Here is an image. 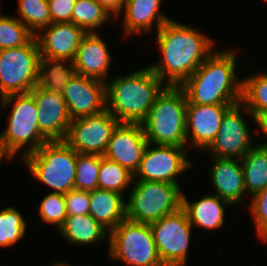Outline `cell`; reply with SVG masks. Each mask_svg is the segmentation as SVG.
I'll list each match as a JSON object with an SVG mask.
<instances>
[{"instance_id":"7c38bea8","label":"cell","mask_w":267,"mask_h":266,"mask_svg":"<svg viewBox=\"0 0 267 266\" xmlns=\"http://www.w3.org/2000/svg\"><path fill=\"white\" fill-rule=\"evenodd\" d=\"M245 113L255 121V117L241 101L226 111L215 140L206 149L210 157L241 159L254 147L252 132L242 116Z\"/></svg>"},{"instance_id":"1f68e13d","label":"cell","mask_w":267,"mask_h":266,"mask_svg":"<svg viewBox=\"0 0 267 266\" xmlns=\"http://www.w3.org/2000/svg\"><path fill=\"white\" fill-rule=\"evenodd\" d=\"M34 35L15 16L0 13V50L26 45Z\"/></svg>"},{"instance_id":"3957f363","label":"cell","mask_w":267,"mask_h":266,"mask_svg":"<svg viewBox=\"0 0 267 266\" xmlns=\"http://www.w3.org/2000/svg\"><path fill=\"white\" fill-rule=\"evenodd\" d=\"M165 86L150 67L116 76L106 81V109L120 123L142 124Z\"/></svg>"},{"instance_id":"ac0fdd59","label":"cell","mask_w":267,"mask_h":266,"mask_svg":"<svg viewBox=\"0 0 267 266\" xmlns=\"http://www.w3.org/2000/svg\"><path fill=\"white\" fill-rule=\"evenodd\" d=\"M35 35L40 57L74 61L86 32L72 22L51 23Z\"/></svg>"},{"instance_id":"44dd1931","label":"cell","mask_w":267,"mask_h":266,"mask_svg":"<svg viewBox=\"0 0 267 266\" xmlns=\"http://www.w3.org/2000/svg\"><path fill=\"white\" fill-rule=\"evenodd\" d=\"M162 0H125L123 26L126 36L135 34H146L152 29L153 22L156 23L157 31L170 20L160 10Z\"/></svg>"},{"instance_id":"f35d334b","label":"cell","mask_w":267,"mask_h":266,"mask_svg":"<svg viewBox=\"0 0 267 266\" xmlns=\"http://www.w3.org/2000/svg\"><path fill=\"white\" fill-rule=\"evenodd\" d=\"M255 123L260 128L262 134L267 137V111L260 112L255 117Z\"/></svg>"},{"instance_id":"277c9868","label":"cell","mask_w":267,"mask_h":266,"mask_svg":"<svg viewBox=\"0 0 267 266\" xmlns=\"http://www.w3.org/2000/svg\"><path fill=\"white\" fill-rule=\"evenodd\" d=\"M186 109L187 99L183 89L166 85L142 123L147 141L151 145L186 147Z\"/></svg>"},{"instance_id":"ffe728a7","label":"cell","mask_w":267,"mask_h":266,"mask_svg":"<svg viewBox=\"0 0 267 266\" xmlns=\"http://www.w3.org/2000/svg\"><path fill=\"white\" fill-rule=\"evenodd\" d=\"M213 166L210 168L211 183L215 194L236 205L246 193L244 173L240 159L210 157ZM240 161V164L239 162Z\"/></svg>"},{"instance_id":"e575fe53","label":"cell","mask_w":267,"mask_h":266,"mask_svg":"<svg viewBox=\"0 0 267 266\" xmlns=\"http://www.w3.org/2000/svg\"><path fill=\"white\" fill-rule=\"evenodd\" d=\"M249 209L258 236L267 241V188L251 197Z\"/></svg>"},{"instance_id":"836d02e7","label":"cell","mask_w":267,"mask_h":266,"mask_svg":"<svg viewBox=\"0 0 267 266\" xmlns=\"http://www.w3.org/2000/svg\"><path fill=\"white\" fill-rule=\"evenodd\" d=\"M38 211L41 219L45 223L54 224L57 230H59L67 217L64 194L52 193L50 191V193L42 199Z\"/></svg>"},{"instance_id":"d6986e66","label":"cell","mask_w":267,"mask_h":266,"mask_svg":"<svg viewBox=\"0 0 267 266\" xmlns=\"http://www.w3.org/2000/svg\"><path fill=\"white\" fill-rule=\"evenodd\" d=\"M108 48L98 32L86 33L73 61L75 72L106 83L112 61Z\"/></svg>"},{"instance_id":"cb8c5ba5","label":"cell","mask_w":267,"mask_h":266,"mask_svg":"<svg viewBox=\"0 0 267 266\" xmlns=\"http://www.w3.org/2000/svg\"><path fill=\"white\" fill-rule=\"evenodd\" d=\"M58 232L66 241L78 245L99 243L109 237V232L90 214L67 215Z\"/></svg>"},{"instance_id":"4dcf8cb0","label":"cell","mask_w":267,"mask_h":266,"mask_svg":"<svg viewBox=\"0 0 267 266\" xmlns=\"http://www.w3.org/2000/svg\"><path fill=\"white\" fill-rule=\"evenodd\" d=\"M26 221L14 207L0 211V247L16 244L26 234Z\"/></svg>"},{"instance_id":"ab89813d","label":"cell","mask_w":267,"mask_h":266,"mask_svg":"<svg viewBox=\"0 0 267 266\" xmlns=\"http://www.w3.org/2000/svg\"><path fill=\"white\" fill-rule=\"evenodd\" d=\"M6 158L11 159V157L4 151L3 146L0 144V163L2 162L1 160Z\"/></svg>"},{"instance_id":"8992f818","label":"cell","mask_w":267,"mask_h":266,"mask_svg":"<svg viewBox=\"0 0 267 266\" xmlns=\"http://www.w3.org/2000/svg\"><path fill=\"white\" fill-rule=\"evenodd\" d=\"M1 102L3 108L13 104L7 128L0 133V144L11 158L28 144L31 145L21 154L23 157L48 142L39 130L38 107L30 93L12 94L2 98Z\"/></svg>"},{"instance_id":"5b68a950","label":"cell","mask_w":267,"mask_h":266,"mask_svg":"<svg viewBox=\"0 0 267 266\" xmlns=\"http://www.w3.org/2000/svg\"><path fill=\"white\" fill-rule=\"evenodd\" d=\"M77 155L65 141H48L22 158L36 180L66 194L75 189Z\"/></svg>"},{"instance_id":"83f0119b","label":"cell","mask_w":267,"mask_h":266,"mask_svg":"<svg viewBox=\"0 0 267 266\" xmlns=\"http://www.w3.org/2000/svg\"><path fill=\"white\" fill-rule=\"evenodd\" d=\"M241 102L254 117L267 111V73L242 78Z\"/></svg>"},{"instance_id":"6da1fadb","label":"cell","mask_w":267,"mask_h":266,"mask_svg":"<svg viewBox=\"0 0 267 266\" xmlns=\"http://www.w3.org/2000/svg\"><path fill=\"white\" fill-rule=\"evenodd\" d=\"M197 30L170 19L156 31L162 59L149 67L166 85L180 86L213 52L214 40Z\"/></svg>"},{"instance_id":"e0dca14e","label":"cell","mask_w":267,"mask_h":266,"mask_svg":"<svg viewBox=\"0 0 267 266\" xmlns=\"http://www.w3.org/2000/svg\"><path fill=\"white\" fill-rule=\"evenodd\" d=\"M234 104H187L186 137L191 145L205 150L215 140L226 111ZM190 134V135H189ZM191 138H190V137ZM189 140V141H188Z\"/></svg>"},{"instance_id":"52a82bcc","label":"cell","mask_w":267,"mask_h":266,"mask_svg":"<svg viewBox=\"0 0 267 266\" xmlns=\"http://www.w3.org/2000/svg\"><path fill=\"white\" fill-rule=\"evenodd\" d=\"M126 202V219L151 224L182 207L180 185L167 182L134 181Z\"/></svg>"},{"instance_id":"d6a6232c","label":"cell","mask_w":267,"mask_h":266,"mask_svg":"<svg viewBox=\"0 0 267 266\" xmlns=\"http://www.w3.org/2000/svg\"><path fill=\"white\" fill-rule=\"evenodd\" d=\"M100 155H77L75 189L92 191L98 188Z\"/></svg>"},{"instance_id":"2e32d148","label":"cell","mask_w":267,"mask_h":266,"mask_svg":"<svg viewBox=\"0 0 267 266\" xmlns=\"http://www.w3.org/2000/svg\"><path fill=\"white\" fill-rule=\"evenodd\" d=\"M38 107L39 130L48 141H64L71 122L61 93L36 85L29 92Z\"/></svg>"},{"instance_id":"74e56055","label":"cell","mask_w":267,"mask_h":266,"mask_svg":"<svg viewBox=\"0 0 267 266\" xmlns=\"http://www.w3.org/2000/svg\"><path fill=\"white\" fill-rule=\"evenodd\" d=\"M110 16L116 17L121 15L125 0H96Z\"/></svg>"},{"instance_id":"f546056e","label":"cell","mask_w":267,"mask_h":266,"mask_svg":"<svg viewBox=\"0 0 267 266\" xmlns=\"http://www.w3.org/2000/svg\"><path fill=\"white\" fill-rule=\"evenodd\" d=\"M133 174L117 162L100 155L98 188L124 194V190L133 184Z\"/></svg>"},{"instance_id":"ba28073f","label":"cell","mask_w":267,"mask_h":266,"mask_svg":"<svg viewBox=\"0 0 267 266\" xmlns=\"http://www.w3.org/2000/svg\"><path fill=\"white\" fill-rule=\"evenodd\" d=\"M109 256L129 266H164L149 224L123 220L110 233Z\"/></svg>"},{"instance_id":"7a4b0ae2","label":"cell","mask_w":267,"mask_h":266,"mask_svg":"<svg viewBox=\"0 0 267 266\" xmlns=\"http://www.w3.org/2000/svg\"><path fill=\"white\" fill-rule=\"evenodd\" d=\"M236 53L232 50L212 52L186 79L183 89L187 104H236L242 99V79L237 74Z\"/></svg>"},{"instance_id":"484cf974","label":"cell","mask_w":267,"mask_h":266,"mask_svg":"<svg viewBox=\"0 0 267 266\" xmlns=\"http://www.w3.org/2000/svg\"><path fill=\"white\" fill-rule=\"evenodd\" d=\"M75 73L70 60L40 57L37 85L48 91L62 93Z\"/></svg>"},{"instance_id":"f1b7e54d","label":"cell","mask_w":267,"mask_h":266,"mask_svg":"<svg viewBox=\"0 0 267 266\" xmlns=\"http://www.w3.org/2000/svg\"><path fill=\"white\" fill-rule=\"evenodd\" d=\"M18 13L17 18L34 36L52 23L47 0H18Z\"/></svg>"},{"instance_id":"7402d4cb","label":"cell","mask_w":267,"mask_h":266,"mask_svg":"<svg viewBox=\"0 0 267 266\" xmlns=\"http://www.w3.org/2000/svg\"><path fill=\"white\" fill-rule=\"evenodd\" d=\"M182 193V209L186 212L192 226L216 230L225 223V206H232L228 201L215 195H204L198 201L192 203Z\"/></svg>"},{"instance_id":"8fae6325","label":"cell","mask_w":267,"mask_h":266,"mask_svg":"<svg viewBox=\"0 0 267 266\" xmlns=\"http://www.w3.org/2000/svg\"><path fill=\"white\" fill-rule=\"evenodd\" d=\"M119 123L107 109L95 115L72 119L64 141L77 153L103 156Z\"/></svg>"},{"instance_id":"5bb4252c","label":"cell","mask_w":267,"mask_h":266,"mask_svg":"<svg viewBox=\"0 0 267 266\" xmlns=\"http://www.w3.org/2000/svg\"><path fill=\"white\" fill-rule=\"evenodd\" d=\"M61 94L71 120L106 110V83L103 81L75 73Z\"/></svg>"},{"instance_id":"d4e9b609","label":"cell","mask_w":267,"mask_h":266,"mask_svg":"<svg viewBox=\"0 0 267 266\" xmlns=\"http://www.w3.org/2000/svg\"><path fill=\"white\" fill-rule=\"evenodd\" d=\"M240 161L247 193L252 197L267 188V143L255 145Z\"/></svg>"},{"instance_id":"9c48e42d","label":"cell","mask_w":267,"mask_h":266,"mask_svg":"<svg viewBox=\"0 0 267 266\" xmlns=\"http://www.w3.org/2000/svg\"><path fill=\"white\" fill-rule=\"evenodd\" d=\"M40 52L35 36L24 46L0 50L1 99L29 93L38 83Z\"/></svg>"},{"instance_id":"9a60e30c","label":"cell","mask_w":267,"mask_h":266,"mask_svg":"<svg viewBox=\"0 0 267 266\" xmlns=\"http://www.w3.org/2000/svg\"><path fill=\"white\" fill-rule=\"evenodd\" d=\"M148 143L142 124L119 123L103 156L117 162L134 175L139 168Z\"/></svg>"},{"instance_id":"30bf717a","label":"cell","mask_w":267,"mask_h":266,"mask_svg":"<svg viewBox=\"0 0 267 266\" xmlns=\"http://www.w3.org/2000/svg\"><path fill=\"white\" fill-rule=\"evenodd\" d=\"M149 225L163 265L186 266L193 227L186 212L180 208Z\"/></svg>"},{"instance_id":"60d3db41","label":"cell","mask_w":267,"mask_h":266,"mask_svg":"<svg viewBox=\"0 0 267 266\" xmlns=\"http://www.w3.org/2000/svg\"><path fill=\"white\" fill-rule=\"evenodd\" d=\"M54 266H71V265L69 263H66V262L65 263L59 262V263H56Z\"/></svg>"},{"instance_id":"d590c367","label":"cell","mask_w":267,"mask_h":266,"mask_svg":"<svg viewBox=\"0 0 267 266\" xmlns=\"http://www.w3.org/2000/svg\"><path fill=\"white\" fill-rule=\"evenodd\" d=\"M67 215L89 214L90 191L70 190L64 194Z\"/></svg>"},{"instance_id":"4fadbf2b","label":"cell","mask_w":267,"mask_h":266,"mask_svg":"<svg viewBox=\"0 0 267 266\" xmlns=\"http://www.w3.org/2000/svg\"><path fill=\"white\" fill-rule=\"evenodd\" d=\"M148 143L134 181L167 182L179 185L177 176L190 169L193 162L188 159L185 147L155 145Z\"/></svg>"},{"instance_id":"4316f807","label":"cell","mask_w":267,"mask_h":266,"mask_svg":"<svg viewBox=\"0 0 267 266\" xmlns=\"http://www.w3.org/2000/svg\"><path fill=\"white\" fill-rule=\"evenodd\" d=\"M111 16L96 0H76L72 13V23L86 33L96 32Z\"/></svg>"},{"instance_id":"8d00e7d4","label":"cell","mask_w":267,"mask_h":266,"mask_svg":"<svg viewBox=\"0 0 267 266\" xmlns=\"http://www.w3.org/2000/svg\"><path fill=\"white\" fill-rule=\"evenodd\" d=\"M52 23L72 22L76 0H47Z\"/></svg>"},{"instance_id":"603a6c76","label":"cell","mask_w":267,"mask_h":266,"mask_svg":"<svg viewBox=\"0 0 267 266\" xmlns=\"http://www.w3.org/2000/svg\"><path fill=\"white\" fill-rule=\"evenodd\" d=\"M89 214L110 233L126 219V200L118 192L97 188L90 191Z\"/></svg>"}]
</instances>
